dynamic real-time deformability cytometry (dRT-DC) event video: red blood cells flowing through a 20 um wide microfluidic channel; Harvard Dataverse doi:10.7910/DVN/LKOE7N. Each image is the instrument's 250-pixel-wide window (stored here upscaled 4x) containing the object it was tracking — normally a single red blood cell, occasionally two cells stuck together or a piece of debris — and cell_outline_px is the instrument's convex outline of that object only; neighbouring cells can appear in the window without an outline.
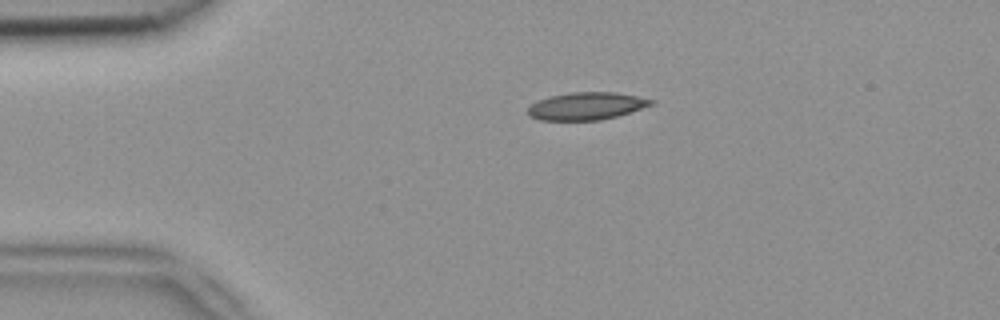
{"species": "common noctule bat (a hibernating species)", "species_latin": "Nyctalus noctula", "temperature_condition": "room temperature", "stored_images_in_passage": 42, "camera_frame_rate_fps": 3000, "um_per_image_px": 0.085, "animal": {"sex": "female", "body_mass_g": 18.4}, "frame": {"image": 1, "passage_image": 1, "time_ms": 0.0, "image_size_px": [1000, 320], "cell_outline_px": [[656, 104], [616, 116], [600, 120], [540, 120], [528, 116], [528, 108], [536, 100], [548, 96], [572, 92], [616, 92], [656, 100]], "centroid_in_image_um": [49.85, 9.01], "position_along_channel_um": 35.2, "area_um2": 19.88}}
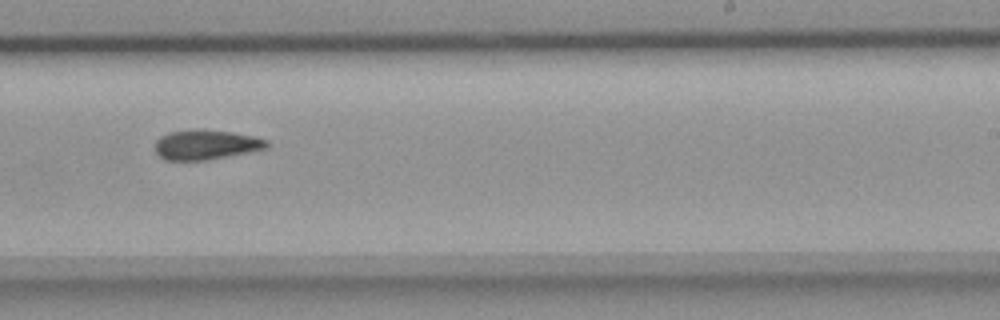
{"frame": {"image": 2, "passage_image": 22, "time_ms": 7.0, "image_size_px": [1000, 320], "cell_outline_px": [[268, 148], [248, 152], [204, 160], [164, 160], [156, 152], [156, 140], [160, 136], [168, 132], [196, 128], [204, 128], [232, 132], [252, 136], [268, 140]], "centroid_in_image_um": [17.48, 12.27], "position_along_channel_um": 271.5, "area_um2": 19.48}}
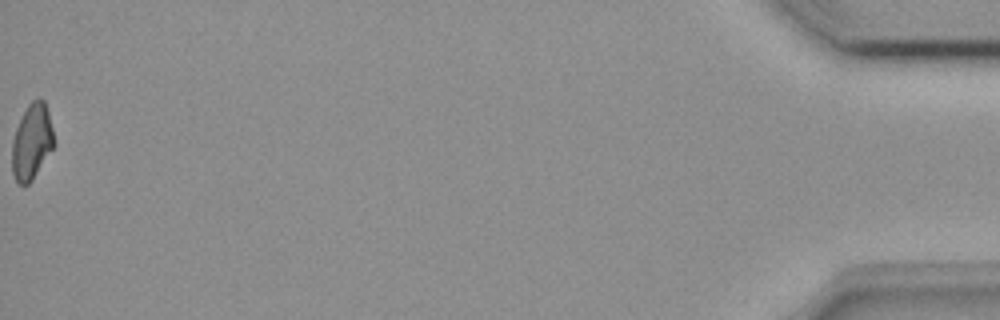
{"frame": {"image": 3, "passage_image": 42, "time_ms": 13.667, "image_size_px": [1000, 320], "cell_outline_px": [[56, 144], [32, 180], [28, 184], [20, 184], [16, 180], [12, 172], [12, 140], [16, 128], [28, 104], [36, 96], [40, 96], [44, 100], [48, 112]], "centroid_in_image_um": [2.72, 12.02], "position_along_channel_um": 432.5, "area_um2": 18.55}, "authors_computed_cell_mechanics": {"area_um2": 19.5075, "velocity_mm_per_s": 3.921, "shape_relaxation_time_tau1_ms": null, "shape_relaxation_time_tau2_ms": 10.0415, "deformation_change_tau1": null, "deformation_change_tau2": 0.1974}}